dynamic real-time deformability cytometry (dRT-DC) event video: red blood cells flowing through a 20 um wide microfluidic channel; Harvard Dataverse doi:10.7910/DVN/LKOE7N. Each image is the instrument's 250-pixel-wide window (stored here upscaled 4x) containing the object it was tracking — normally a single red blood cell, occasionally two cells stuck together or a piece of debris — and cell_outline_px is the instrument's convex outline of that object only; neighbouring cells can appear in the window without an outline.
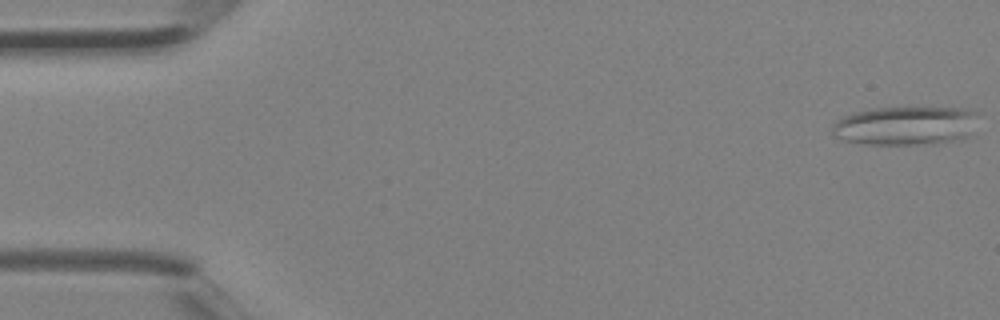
{"species": "Egyptian fruit bat (a non-hibernating species)", "species_latin": "Rousettus aegyptiacus", "temperature_condition": "room temperature", "stored_images_in_passage": 4, "camera_frame_rate_fps": 3000, "um_per_image_px": 0.085, "animal": {"sex": "female"}, "frame": {"image": 1, "passage_image": 1, "time_ms": 0.0, "image_size_px": [1000, 320], "cell_outline_px": [[980, 108], [968, 136], [964, 140], [936, 144], [864, 144], [844, 140], [832, 136], [832, 128], [836, 120], [844, 116], [856, 112], [872, 108]], "centroid_in_image_um": [77.01, 10.69], "position_along_channel_um": 8.0, "area_um2": 33.41}}